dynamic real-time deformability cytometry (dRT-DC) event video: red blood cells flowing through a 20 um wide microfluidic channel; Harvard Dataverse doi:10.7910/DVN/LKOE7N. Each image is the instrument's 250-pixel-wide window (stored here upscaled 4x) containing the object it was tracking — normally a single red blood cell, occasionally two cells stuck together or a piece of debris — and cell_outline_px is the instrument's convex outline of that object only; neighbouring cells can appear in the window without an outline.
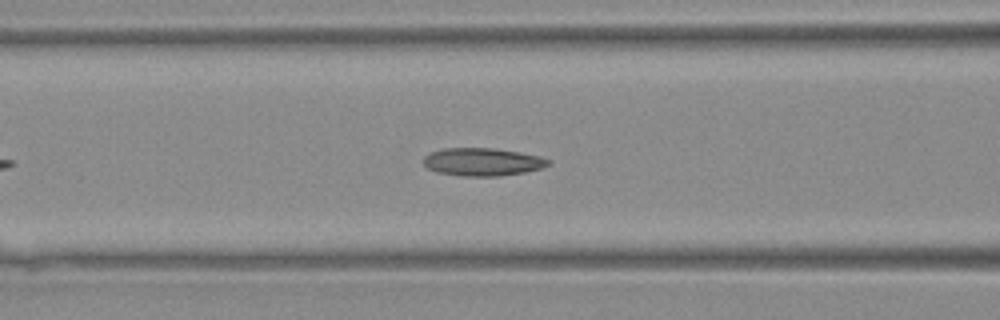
{"species": "Egyptian fruit bat (a non-hibernating species)", "species_latin": "Rousettus aegyptiacus", "temperature_condition": "warm", "stored_images_in_passage": 27, "camera_frame_rate_fps": 3000, "um_per_image_px": 0.085, "animal": {"sex": "female"}, "frame": {"image": 1, "passage_image": 9, "time_ms": 2.667, "image_size_px": [1000, 320], "cell_outline_px": [[552, 160], [548, 164], [540, 168], [524, 172], [500, 176], [464, 176], [436, 172], [428, 168], [424, 164], [424, 156], [432, 152], [444, 148], [496, 148], [520, 152], [540, 156]], "centroid_in_image_um": [41.02, 13.75], "position_along_channel_um": 125.6, "area_um2": 20.23}}
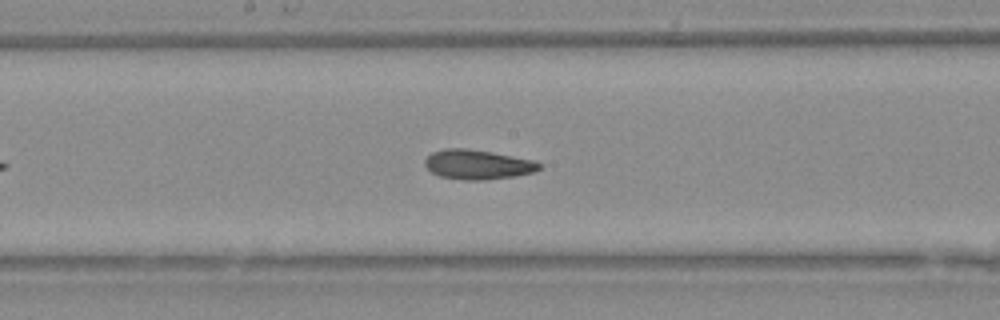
{"frame": {"image": 2, "passage_image": 14, "time_ms": 4.333, "image_size_px": [1000, 320], "cell_outline_px": [[544, 164], [540, 168], [532, 172], [512, 176], [484, 180], [464, 180], [440, 176], [432, 172], [424, 164], [424, 160], [432, 152], [444, 148], [464, 148], [492, 152], [536, 160]], "centroid_in_image_um": [40.61, 13.97], "position_along_channel_um": 207.6, "area_um2": 19.71}}
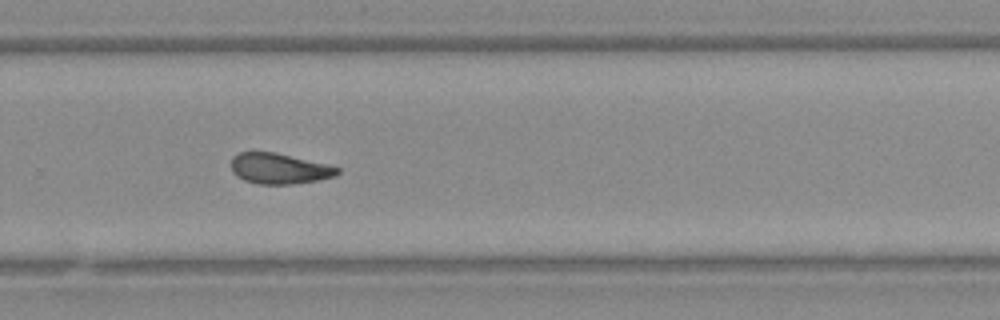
{"frame": {"image": 3, "passage_image": 20, "time_ms": 6.333, "image_size_px": [1000, 320], "cell_outline_px": [[340, 172], [336, 176], [316, 180], [292, 184], [256, 184], [244, 180], [232, 172], [232, 156], [240, 152], [276, 152], [340, 168]], "centroid_in_image_um": [23.71, 14.33], "position_along_channel_um": 306.1, "area_um2": 18.79}}